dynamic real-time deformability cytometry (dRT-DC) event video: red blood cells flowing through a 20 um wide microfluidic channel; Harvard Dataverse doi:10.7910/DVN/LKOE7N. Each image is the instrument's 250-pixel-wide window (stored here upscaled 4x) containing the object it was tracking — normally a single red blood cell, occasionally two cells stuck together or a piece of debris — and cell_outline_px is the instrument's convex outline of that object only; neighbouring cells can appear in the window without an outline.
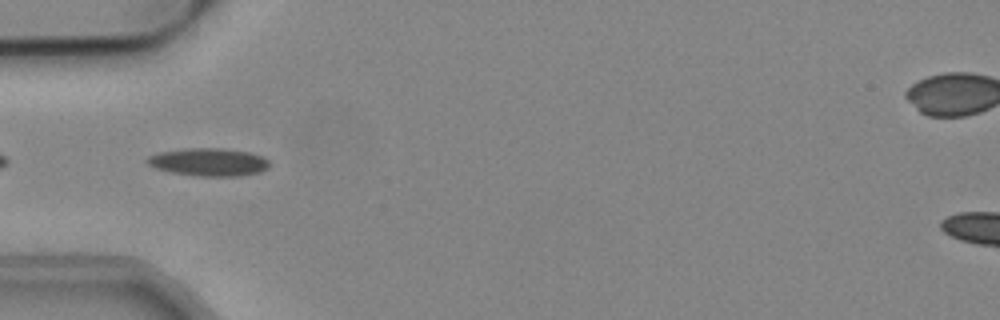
{"species": "common noctule bat (a hibernating species)", "species_latin": "Nyctalus noctula", "temperature_condition": "cold", "stored_images_in_passage": 43, "camera_frame_rate_fps": 3000, "um_per_image_px": 0.085, "animal": {"sex": "male", "body_mass_g": 19.2, "forearm_length_mm": 51.8}, "frame": {"image": 1, "passage_image": 17, "time_ms": 5.333, "image_size_px": [1000, 320], "cell_outline_px": [[268, 168], [260, 172], [240, 176], [200, 176], [172, 172], [156, 168], [148, 164], [144, 160], [148, 156], [160, 152], [184, 148], [224, 148], [248, 152], [264, 156], [268, 160]], "centroid_in_image_um": [17.74, 13.77], "position_along_channel_um": 67.3, "area_um2": 19.88}}
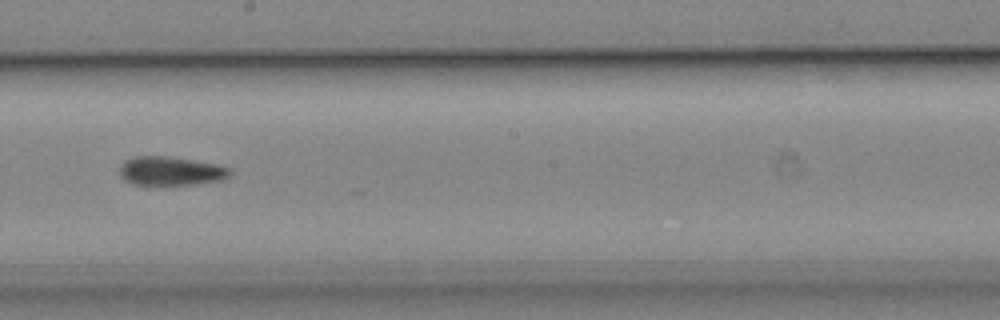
{"frame": {"image": 2, "passage_image": 30, "time_ms": 9.667, "image_size_px": [1000, 320], "cell_outline_px": [[232, 172], [228, 176], [220, 180], [196, 184], [148, 188], [132, 184], [124, 180], [120, 176], [120, 168], [124, 160], [136, 156], [168, 156], [216, 164], [228, 168]], "centroid_in_image_um": [14.43, 14.59], "position_along_channel_um": 233.8, "area_um2": 19.25}}
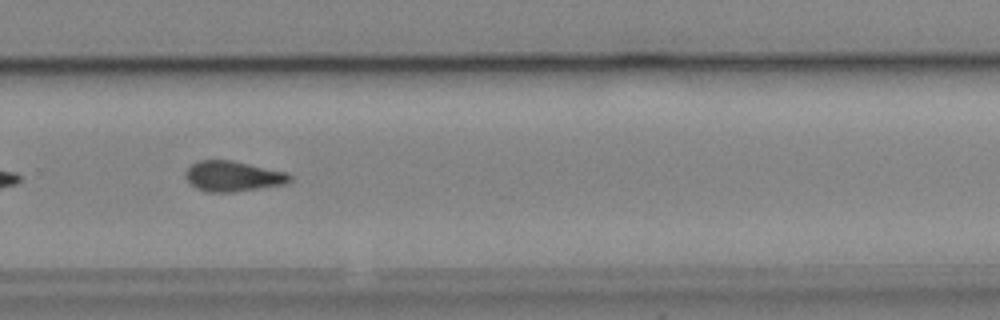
{"frame": {"image": 3, "passage_image": 36, "time_ms": 11.667, "image_size_px": [1000, 320], "cell_outline_px": [[292, 180], [288, 184], [228, 192], [204, 192], [196, 188], [184, 176], [184, 172], [196, 160], [228, 160], [288, 172], [292, 176]], "centroid_in_image_um": [19.8, 14.98], "position_along_channel_um": 310.0, "area_um2": 18.44}, "authors_computed_cell_mechanics": {"area_um2": 19.1318, "velocity_mm_per_s": 3.8419, "shape_relaxation_time_tau1_ms": 10.426, "shape_relaxation_time_tau2_ms": 7.9794, "deformation_change_tau1": 0.208, "deformation_change_tau2": 0.169}}